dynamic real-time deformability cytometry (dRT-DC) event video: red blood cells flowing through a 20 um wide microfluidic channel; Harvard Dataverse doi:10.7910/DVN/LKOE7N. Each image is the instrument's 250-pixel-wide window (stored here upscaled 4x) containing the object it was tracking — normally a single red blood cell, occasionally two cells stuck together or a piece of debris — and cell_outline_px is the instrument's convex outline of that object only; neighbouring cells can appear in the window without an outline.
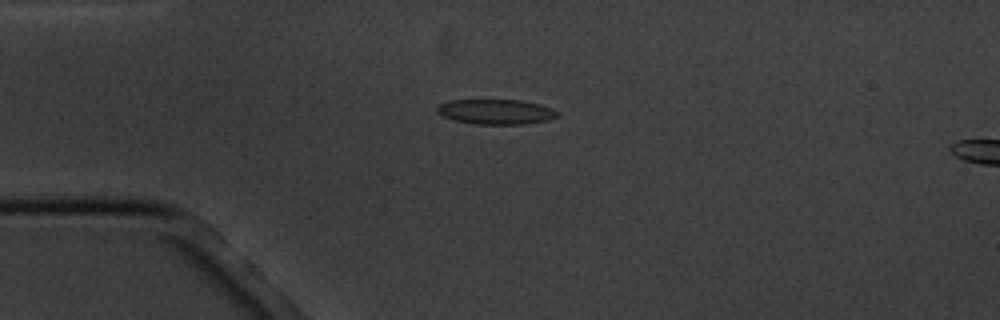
{"species": "common noctule bat (a hibernating species)", "species_latin": "Nyctalus noctula", "temperature_condition": "cold", "stored_images_in_passage": 5, "camera_frame_rate_fps": 3000, "um_per_image_px": 0.085, "animal": {"sex": "male", "body_mass_g": 20.1, "forearm_length_mm": 53.5}, "frame": {"image": 1, "passage_image": 3, "time_ms": 3.333, "image_size_px": [1000, 320], "cell_outline_px": [[556, 116], [548, 120], [524, 124], [476, 124], [456, 120], [444, 116], [436, 112], [436, 108], [440, 104], [448, 100], [520, 100], [540, 104], [552, 108], [556, 112]], "centroid_in_image_um": [42.13, 9.49], "position_along_channel_um": 42.9, "area_um2": 17.34}}
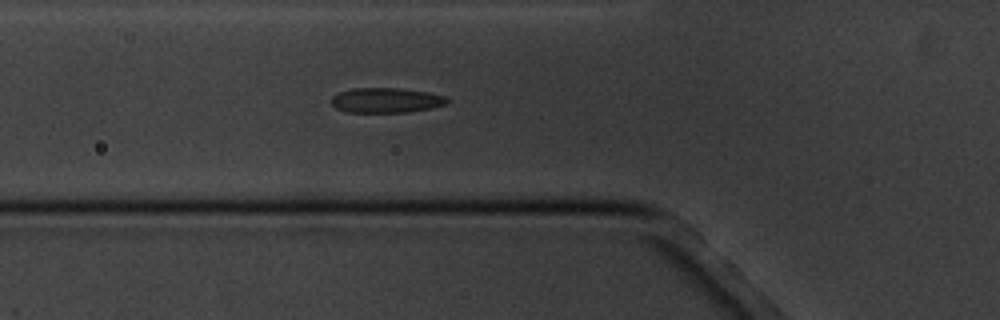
{"frame": {"image": 2, "passage_image": 5, "time_ms": 5.333, "image_size_px": [1000, 320], "cell_outline_px": [[452, 100], [448, 104], [432, 108], [408, 112], [348, 112], [336, 108], [332, 104], [332, 96], [340, 92], [352, 88], [400, 88], [428, 92], [448, 96]], "centroid_in_image_um": [32.91, 8.52], "position_along_channel_um": 92.9, "area_um2": 17.05}}